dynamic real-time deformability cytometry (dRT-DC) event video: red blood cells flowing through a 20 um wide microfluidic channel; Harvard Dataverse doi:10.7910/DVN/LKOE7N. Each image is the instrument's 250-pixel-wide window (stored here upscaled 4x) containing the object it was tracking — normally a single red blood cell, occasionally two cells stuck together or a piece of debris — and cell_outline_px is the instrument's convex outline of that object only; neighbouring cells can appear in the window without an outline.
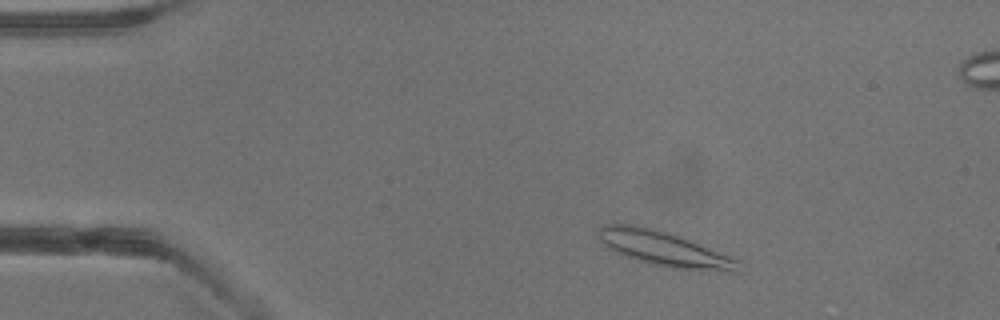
{"species": "common noctule bat (a hibernating species)", "species_latin": "Nyctalus noctula", "temperature_condition": "warm", "stored_images_in_passage": 3, "camera_frame_rate_fps": 3000, "um_per_image_px": 0.085, "animal": {"sex": "male", "body_mass_g": 13.3}, "frame": {"image": 1, "passage_image": 1, "time_ms": 0.0, "image_size_px": [1000, 320], "cell_outline_px": [[740, 272], [732, 272], [672, 268], [652, 264], [636, 260], [616, 252], [608, 248], [600, 240], [596, 232], [600, 228], [608, 224], [632, 224], [652, 228], [668, 232], [680, 236], [740, 260]], "centroid_in_image_um": [56.47, 21.15], "position_along_channel_um": 28.5, "area_um2": 28.26}}